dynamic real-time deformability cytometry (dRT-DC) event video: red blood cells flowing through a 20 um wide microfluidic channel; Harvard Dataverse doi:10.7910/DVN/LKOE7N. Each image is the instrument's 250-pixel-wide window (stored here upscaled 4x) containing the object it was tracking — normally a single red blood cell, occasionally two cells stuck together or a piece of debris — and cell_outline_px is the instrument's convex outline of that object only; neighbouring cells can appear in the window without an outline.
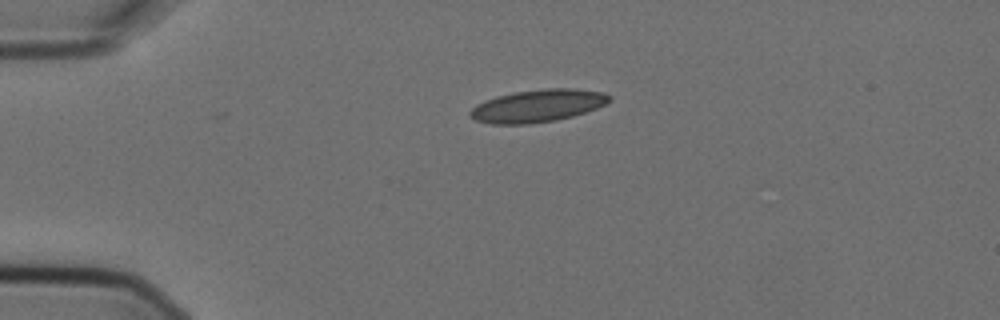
{"species": "Egyptian fruit bat (a non-hibernating species)", "species_latin": "Rousettus aegyptiacus", "temperature_condition": "cold", "stored_images_in_passage": 2, "camera_frame_rate_fps": 3000, "um_per_image_px": 0.085, "animal": {"sex": "female"}, "frame": {"image": 1, "passage_image": 1, "time_ms": 0.0, "image_size_px": [1000, 320], "cell_outline_px": [[612, 100], [596, 108], [572, 116], [556, 120], [528, 124], [488, 124], [476, 120], [468, 116], [468, 112], [476, 104], [484, 100], [496, 96], [516, 92], [548, 88], [576, 88], [604, 92], [612, 96]], "centroid_in_image_um": [45.68, 8.99], "position_along_channel_um": 39.3, "area_um2": 26.53}}